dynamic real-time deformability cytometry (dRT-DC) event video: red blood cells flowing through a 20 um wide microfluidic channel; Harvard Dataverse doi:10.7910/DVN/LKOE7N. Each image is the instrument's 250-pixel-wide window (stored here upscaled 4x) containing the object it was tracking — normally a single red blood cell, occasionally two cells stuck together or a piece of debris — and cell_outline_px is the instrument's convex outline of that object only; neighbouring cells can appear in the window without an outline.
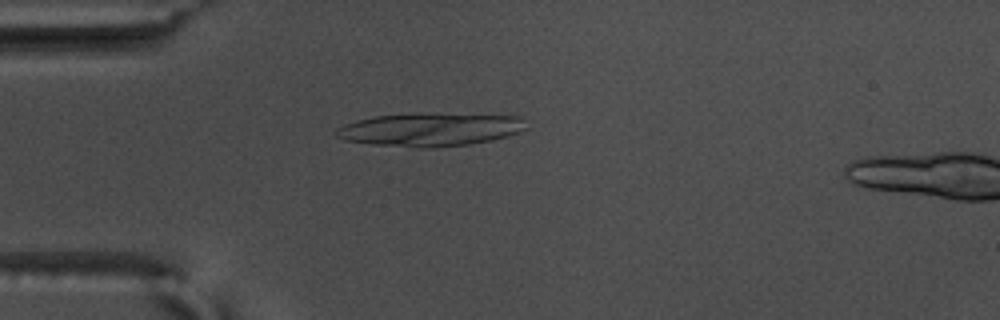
{"species": "common noctule bat (a hibernating species)", "species_latin": "Nyctalus noctula", "temperature_condition": "warm", "stored_images_in_passage": 42, "camera_frame_rate_fps": 3000, "um_per_image_px": 0.085, "animal": {"sex": "male", "body_mass_g": 17.5, "forearm_length_mm": 52.3}, "frame": {"image": 1, "passage_image": 1, "time_ms": 0.0, "image_size_px": [1000, 320], "cell_outline_px": [[528, 128], [520, 132], [508, 136], [492, 140], [468, 144], [432, 148], [416, 148], [372, 144], [344, 140], [336, 136], [332, 132], [336, 128], [344, 124], [356, 120], [376, 116], [520, 116]], "centroid_in_image_um": [36.5, 11.07], "position_along_channel_um": 48.5, "area_um2": 35.37}}